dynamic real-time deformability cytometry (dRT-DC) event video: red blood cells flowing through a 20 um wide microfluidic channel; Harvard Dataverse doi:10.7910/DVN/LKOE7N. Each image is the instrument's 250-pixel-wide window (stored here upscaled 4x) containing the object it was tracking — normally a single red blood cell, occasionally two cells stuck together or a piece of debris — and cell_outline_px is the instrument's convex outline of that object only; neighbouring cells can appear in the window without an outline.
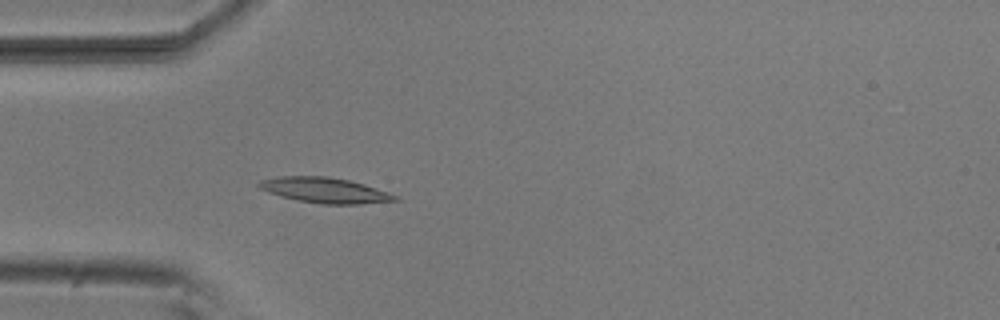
{"species": "common noctule bat (a hibernating species)", "species_latin": "Nyctalus noctula", "temperature_condition": "room temperature", "stored_images_in_passage": 31, "camera_frame_rate_fps": 3000, "um_per_image_px": 0.085, "animal": {"sex": "male", "body_mass_g": 20.5, "forearm_length_mm": 52.5}, "frame": {"image": 1, "passage_image": 15, "time_ms": 4.667, "image_size_px": [1000, 320], "cell_outline_px": [[400, 200], [360, 204], [320, 204], [296, 200], [280, 196], [268, 192], [260, 188], [256, 184], [260, 180], [276, 176], [328, 176], [348, 180], [364, 184], [400, 196]], "centroid_in_image_um": [27.61, 16.17], "position_along_channel_um": 57.4, "area_um2": 20.29}}
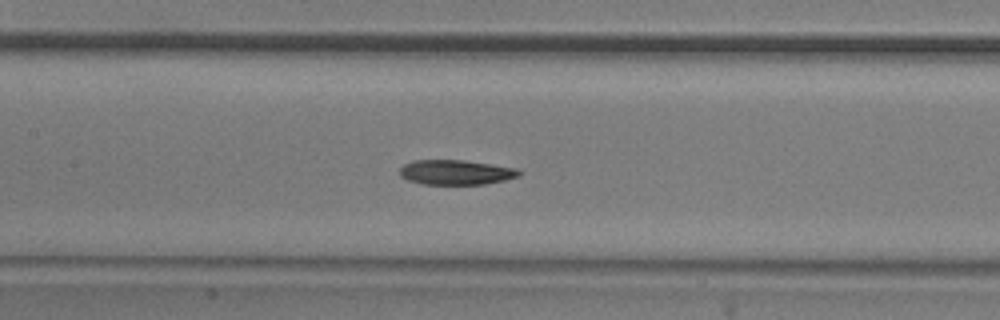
{"frame": {"image": 2, "passage_image": 24, "time_ms": 7.667, "image_size_px": [1000, 320], "cell_outline_px": [[524, 172], [520, 176], [504, 180], [484, 184], [424, 184], [408, 180], [400, 176], [400, 168], [404, 164], [412, 160], [464, 160], [492, 164], [516, 168]], "centroid_in_image_um": [38.77, 14.64], "position_along_channel_um": 168.6, "area_um2": 17.34}}
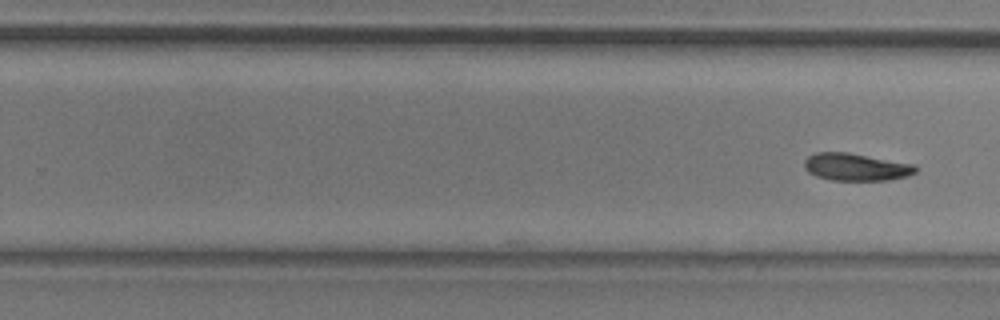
{"frame": {"image": 3, "passage_image": 31, "time_ms": 10.0, "image_size_px": [1000, 320], "cell_outline_px": [[916, 172], [908, 176], [888, 180], [832, 180], [816, 176], [808, 172], [804, 168], [804, 160], [808, 156], [816, 152], [848, 152], [916, 164]], "centroid_in_image_um": [72.76, 14.19], "position_along_channel_um": 257.0, "area_um2": 17.92}}